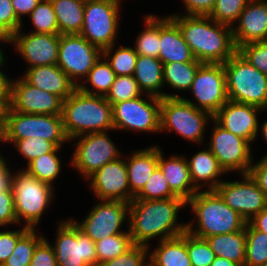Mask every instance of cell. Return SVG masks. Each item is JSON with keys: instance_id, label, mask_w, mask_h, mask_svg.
<instances>
[{"instance_id": "cell-1", "label": "cell", "mask_w": 267, "mask_h": 266, "mask_svg": "<svg viewBox=\"0 0 267 266\" xmlns=\"http://www.w3.org/2000/svg\"><path fill=\"white\" fill-rule=\"evenodd\" d=\"M187 202L181 197L129 202L128 231L133 244L150 246L152 239L159 241L181 235L186 224L179 223L178 214Z\"/></svg>"}, {"instance_id": "cell-2", "label": "cell", "mask_w": 267, "mask_h": 266, "mask_svg": "<svg viewBox=\"0 0 267 266\" xmlns=\"http://www.w3.org/2000/svg\"><path fill=\"white\" fill-rule=\"evenodd\" d=\"M197 61L224 64L236 52L231 26L209 16L169 14Z\"/></svg>"}, {"instance_id": "cell-3", "label": "cell", "mask_w": 267, "mask_h": 266, "mask_svg": "<svg viewBox=\"0 0 267 266\" xmlns=\"http://www.w3.org/2000/svg\"><path fill=\"white\" fill-rule=\"evenodd\" d=\"M187 206L192 210L194 219L186 223V230L197 237L238 232L247 223L216 190L197 191L187 201Z\"/></svg>"}, {"instance_id": "cell-4", "label": "cell", "mask_w": 267, "mask_h": 266, "mask_svg": "<svg viewBox=\"0 0 267 266\" xmlns=\"http://www.w3.org/2000/svg\"><path fill=\"white\" fill-rule=\"evenodd\" d=\"M63 127L67 137L114 131L112 105L105 96L91 95L76 88L63 101Z\"/></svg>"}, {"instance_id": "cell-5", "label": "cell", "mask_w": 267, "mask_h": 266, "mask_svg": "<svg viewBox=\"0 0 267 266\" xmlns=\"http://www.w3.org/2000/svg\"><path fill=\"white\" fill-rule=\"evenodd\" d=\"M12 193L18 224L36 229L43 212L55 199L54 187L28 174L24 169L14 172ZM23 222V223H22Z\"/></svg>"}, {"instance_id": "cell-6", "label": "cell", "mask_w": 267, "mask_h": 266, "mask_svg": "<svg viewBox=\"0 0 267 266\" xmlns=\"http://www.w3.org/2000/svg\"><path fill=\"white\" fill-rule=\"evenodd\" d=\"M228 100L267 110V76L238 51L224 64Z\"/></svg>"}, {"instance_id": "cell-7", "label": "cell", "mask_w": 267, "mask_h": 266, "mask_svg": "<svg viewBox=\"0 0 267 266\" xmlns=\"http://www.w3.org/2000/svg\"><path fill=\"white\" fill-rule=\"evenodd\" d=\"M39 137L63 147L69 142L62 115L20 113L9 108L7 119L0 131V143L16 142L19 139Z\"/></svg>"}, {"instance_id": "cell-8", "label": "cell", "mask_w": 267, "mask_h": 266, "mask_svg": "<svg viewBox=\"0 0 267 266\" xmlns=\"http://www.w3.org/2000/svg\"><path fill=\"white\" fill-rule=\"evenodd\" d=\"M212 119L209 112L196 108L183 98H161L160 133L175 132L185 140L200 145Z\"/></svg>"}, {"instance_id": "cell-9", "label": "cell", "mask_w": 267, "mask_h": 266, "mask_svg": "<svg viewBox=\"0 0 267 266\" xmlns=\"http://www.w3.org/2000/svg\"><path fill=\"white\" fill-rule=\"evenodd\" d=\"M121 4L120 0H88L85 2L80 35L101 51L117 44Z\"/></svg>"}, {"instance_id": "cell-10", "label": "cell", "mask_w": 267, "mask_h": 266, "mask_svg": "<svg viewBox=\"0 0 267 266\" xmlns=\"http://www.w3.org/2000/svg\"><path fill=\"white\" fill-rule=\"evenodd\" d=\"M108 133L109 131L96 132L70 139V142L75 141L73 144L75 150L70 159L71 167L85 180L106 163L117 160L123 155Z\"/></svg>"}, {"instance_id": "cell-11", "label": "cell", "mask_w": 267, "mask_h": 266, "mask_svg": "<svg viewBox=\"0 0 267 266\" xmlns=\"http://www.w3.org/2000/svg\"><path fill=\"white\" fill-rule=\"evenodd\" d=\"M58 224L52 244L57 266H97L95 242L80 231L70 218Z\"/></svg>"}, {"instance_id": "cell-12", "label": "cell", "mask_w": 267, "mask_h": 266, "mask_svg": "<svg viewBox=\"0 0 267 266\" xmlns=\"http://www.w3.org/2000/svg\"><path fill=\"white\" fill-rule=\"evenodd\" d=\"M160 106L161 98L147 94L113 104L114 131L160 132Z\"/></svg>"}, {"instance_id": "cell-13", "label": "cell", "mask_w": 267, "mask_h": 266, "mask_svg": "<svg viewBox=\"0 0 267 266\" xmlns=\"http://www.w3.org/2000/svg\"><path fill=\"white\" fill-rule=\"evenodd\" d=\"M99 201V202H98ZM82 221L70 218L85 235L94 242L117 234H129L121 228L129 222V203L98 200ZM126 222V223H125Z\"/></svg>"}, {"instance_id": "cell-14", "label": "cell", "mask_w": 267, "mask_h": 266, "mask_svg": "<svg viewBox=\"0 0 267 266\" xmlns=\"http://www.w3.org/2000/svg\"><path fill=\"white\" fill-rule=\"evenodd\" d=\"M211 122L214 125L208 145L205 147L209 148L227 174L231 172L248 174L254 159L251 144L224 129L214 119Z\"/></svg>"}, {"instance_id": "cell-15", "label": "cell", "mask_w": 267, "mask_h": 266, "mask_svg": "<svg viewBox=\"0 0 267 266\" xmlns=\"http://www.w3.org/2000/svg\"><path fill=\"white\" fill-rule=\"evenodd\" d=\"M190 93L195 102L182 97L212 116L228 101L226 72L221 63H202L194 77Z\"/></svg>"}, {"instance_id": "cell-16", "label": "cell", "mask_w": 267, "mask_h": 266, "mask_svg": "<svg viewBox=\"0 0 267 266\" xmlns=\"http://www.w3.org/2000/svg\"><path fill=\"white\" fill-rule=\"evenodd\" d=\"M101 55L102 51L80 34L59 35L57 65L77 87Z\"/></svg>"}, {"instance_id": "cell-17", "label": "cell", "mask_w": 267, "mask_h": 266, "mask_svg": "<svg viewBox=\"0 0 267 266\" xmlns=\"http://www.w3.org/2000/svg\"><path fill=\"white\" fill-rule=\"evenodd\" d=\"M242 180L222 181L215 189L225 203L248 222L267 207V196L248 174Z\"/></svg>"}, {"instance_id": "cell-18", "label": "cell", "mask_w": 267, "mask_h": 266, "mask_svg": "<svg viewBox=\"0 0 267 266\" xmlns=\"http://www.w3.org/2000/svg\"><path fill=\"white\" fill-rule=\"evenodd\" d=\"M23 32L22 27L15 32L10 44L28 64L27 68L57 64L59 34Z\"/></svg>"}, {"instance_id": "cell-19", "label": "cell", "mask_w": 267, "mask_h": 266, "mask_svg": "<svg viewBox=\"0 0 267 266\" xmlns=\"http://www.w3.org/2000/svg\"><path fill=\"white\" fill-rule=\"evenodd\" d=\"M63 99L40 90L23 77L11 82L10 108L13 111L30 114L62 115Z\"/></svg>"}, {"instance_id": "cell-20", "label": "cell", "mask_w": 267, "mask_h": 266, "mask_svg": "<svg viewBox=\"0 0 267 266\" xmlns=\"http://www.w3.org/2000/svg\"><path fill=\"white\" fill-rule=\"evenodd\" d=\"M106 163L87 180L98 200L130 202L126 157Z\"/></svg>"}, {"instance_id": "cell-21", "label": "cell", "mask_w": 267, "mask_h": 266, "mask_svg": "<svg viewBox=\"0 0 267 266\" xmlns=\"http://www.w3.org/2000/svg\"><path fill=\"white\" fill-rule=\"evenodd\" d=\"M267 110L240 102L228 100L214 115L213 119L224 129L242 137L251 145L256 141L259 129V114Z\"/></svg>"}, {"instance_id": "cell-22", "label": "cell", "mask_w": 267, "mask_h": 266, "mask_svg": "<svg viewBox=\"0 0 267 266\" xmlns=\"http://www.w3.org/2000/svg\"><path fill=\"white\" fill-rule=\"evenodd\" d=\"M231 29L236 48L267 41V0H250Z\"/></svg>"}, {"instance_id": "cell-23", "label": "cell", "mask_w": 267, "mask_h": 266, "mask_svg": "<svg viewBox=\"0 0 267 266\" xmlns=\"http://www.w3.org/2000/svg\"><path fill=\"white\" fill-rule=\"evenodd\" d=\"M159 59L163 64L172 62H200L192 54L179 26L169 17H160Z\"/></svg>"}, {"instance_id": "cell-24", "label": "cell", "mask_w": 267, "mask_h": 266, "mask_svg": "<svg viewBox=\"0 0 267 266\" xmlns=\"http://www.w3.org/2000/svg\"><path fill=\"white\" fill-rule=\"evenodd\" d=\"M164 155L158 145V167L165 176L171 191L187 202L199 190L192 182L186 156L173 154L166 159Z\"/></svg>"}, {"instance_id": "cell-25", "label": "cell", "mask_w": 267, "mask_h": 266, "mask_svg": "<svg viewBox=\"0 0 267 266\" xmlns=\"http://www.w3.org/2000/svg\"><path fill=\"white\" fill-rule=\"evenodd\" d=\"M26 69L22 77L28 83L40 90L59 96L63 100L70 96L77 88L57 64Z\"/></svg>"}, {"instance_id": "cell-26", "label": "cell", "mask_w": 267, "mask_h": 266, "mask_svg": "<svg viewBox=\"0 0 267 266\" xmlns=\"http://www.w3.org/2000/svg\"><path fill=\"white\" fill-rule=\"evenodd\" d=\"M126 166L130 187V202L142 191L154 170L158 167V145L127 154Z\"/></svg>"}, {"instance_id": "cell-27", "label": "cell", "mask_w": 267, "mask_h": 266, "mask_svg": "<svg viewBox=\"0 0 267 266\" xmlns=\"http://www.w3.org/2000/svg\"><path fill=\"white\" fill-rule=\"evenodd\" d=\"M196 153L192 155V158L186 157L194 186L199 191L204 190V188L206 190H215L223 181L220 177L223 174L227 175V173L219 165L217 158L208 147Z\"/></svg>"}, {"instance_id": "cell-28", "label": "cell", "mask_w": 267, "mask_h": 266, "mask_svg": "<svg viewBox=\"0 0 267 266\" xmlns=\"http://www.w3.org/2000/svg\"><path fill=\"white\" fill-rule=\"evenodd\" d=\"M140 90L143 94L155 96L158 98H182L183 96L173 93L163 92V63L160 59L138 55L133 74Z\"/></svg>"}, {"instance_id": "cell-29", "label": "cell", "mask_w": 267, "mask_h": 266, "mask_svg": "<svg viewBox=\"0 0 267 266\" xmlns=\"http://www.w3.org/2000/svg\"><path fill=\"white\" fill-rule=\"evenodd\" d=\"M157 244L154 250L149 248L150 266H192L186 249V231Z\"/></svg>"}, {"instance_id": "cell-30", "label": "cell", "mask_w": 267, "mask_h": 266, "mask_svg": "<svg viewBox=\"0 0 267 266\" xmlns=\"http://www.w3.org/2000/svg\"><path fill=\"white\" fill-rule=\"evenodd\" d=\"M216 257L245 266L246 233L245 228L229 234H218L205 238Z\"/></svg>"}, {"instance_id": "cell-31", "label": "cell", "mask_w": 267, "mask_h": 266, "mask_svg": "<svg viewBox=\"0 0 267 266\" xmlns=\"http://www.w3.org/2000/svg\"><path fill=\"white\" fill-rule=\"evenodd\" d=\"M59 28V35L80 34L83 27L84 1L51 0Z\"/></svg>"}, {"instance_id": "cell-32", "label": "cell", "mask_w": 267, "mask_h": 266, "mask_svg": "<svg viewBox=\"0 0 267 266\" xmlns=\"http://www.w3.org/2000/svg\"><path fill=\"white\" fill-rule=\"evenodd\" d=\"M115 79V72L105 57L101 55L95 62L93 68L89 71L87 77L83 80L84 83H81L77 88L87 94L106 96L111 85L115 82ZM85 82L91 85L87 86ZM90 87H92V89Z\"/></svg>"}, {"instance_id": "cell-33", "label": "cell", "mask_w": 267, "mask_h": 266, "mask_svg": "<svg viewBox=\"0 0 267 266\" xmlns=\"http://www.w3.org/2000/svg\"><path fill=\"white\" fill-rule=\"evenodd\" d=\"M202 62H172L163 64L164 85L176 90L189 91L195 74Z\"/></svg>"}, {"instance_id": "cell-34", "label": "cell", "mask_w": 267, "mask_h": 266, "mask_svg": "<svg viewBox=\"0 0 267 266\" xmlns=\"http://www.w3.org/2000/svg\"><path fill=\"white\" fill-rule=\"evenodd\" d=\"M61 148L62 147H56L52 152L40 155L30 161L26 165L27 167L23 169L40 181L54 187V181L62 170V161L60 160V156L57 155L59 151L61 152Z\"/></svg>"}, {"instance_id": "cell-35", "label": "cell", "mask_w": 267, "mask_h": 266, "mask_svg": "<svg viewBox=\"0 0 267 266\" xmlns=\"http://www.w3.org/2000/svg\"><path fill=\"white\" fill-rule=\"evenodd\" d=\"M143 20L145 28L139 32L133 48L138 55L159 59L160 18L156 15L145 14Z\"/></svg>"}, {"instance_id": "cell-36", "label": "cell", "mask_w": 267, "mask_h": 266, "mask_svg": "<svg viewBox=\"0 0 267 266\" xmlns=\"http://www.w3.org/2000/svg\"><path fill=\"white\" fill-rule=\"evenodd\" d=\"M115 46L116 45L113 44L104 49L102 55L109 62L116 76H132L135 71L138 54L133 47L119 45V47L116 48Z\"/></svg>"}, {"instance_id": "cell-37", "label": "cell", "mask_w": 267, "mask_h": 266, "mask_svg": "<svg viewBox=\"0 0 267 266\" xmlns=\"http://www.w3.org/2000/svg\"><path fill=\"white\" fill-rule=\"evenodd\" d=\"M44 238L43 234H37L36 229H28L18 239L13 253L2 266H30L35 248Z\"/></svg>"}, {"instance_id": "cell-38", "label": "cell", "mask_w": 267, "mask_h": 266, "mask_svg": "<svg viewBox=\"0 0 267 266\" xmlns=\"http://www.w3.org/2000/svg\"><path fill=\"white\" fill-rule=\"evenodd\" d=\"M246 253L245 266H263L267 264V234L245 225Z\"/></svg>"}, {"instance_id": "cell-39", "label": "cell", "mask_w": 267, "mask_h": 266, "mask_svg": "<svg viewBox=\"0 0 267 266\" xmlns=\"http://www.w3.org/2000/svg\"><path fill=\"white\" fill-rule=\"evenodd\" d=\"M34 29L32 33L59 34L58 23L51 0H40L29 14Z\"/></svg>"}, {"instance_id": "cell-40", "label": "cell", "mask_w": 267, "mask_h": 266, "mask_svg": "<svg viewBox=\"0 0 267 266\" xmlns=\"http://www.w3.org/2000/svg\"><path fill=\"white\" fill-rule=\"evenodd\" d=\"M98 264L124 254L134 244L130 234H117L95 242Z\"/></svg>"}, {"instance_id": "cell-41", "label": "cell", "mask_w": 267, "mask_h": 266, "mask_svg": "<svg viewBox=\"0 0 267 266\" xmlns=\"http://www.w3.org/2000/svg\"><path fill=\"white\" fill-rule=\"evenodd\" d=\"M143 95L145 94L140 90L133 75H122L116 76L115 82L111 85L105 98L111 105H113Z\"/></svg>"}, {"instance_id": "cell-42", "label": "cell", "mask_w": 267, "mask_h": 266, "mask_svg": "<svg viewBox=\"0 0 267 266\" xmlns=\"http://www.w3.org/2000/svg\"><path fill=\"white\" fill-rule=\"evenodd\" d=\"M186 249L192 266H211L216 257L205 238L197 237L187 230Z\"/></svg>"}, {"instance_id": "cell-43", "label": "cell", "mask_w": 267, "mask_h": 266, "mask_svg": "<svg viewBox=\"0 0 267 266\" xmlns=\"http://www.w3.org/2000/svg\"><path fill=\"white\" fill-rule=\"evenodd\" d=\"M177 197L170 189L169 184L159 167H157L142 191L134 198L141 200L169 199Z\"/></svg>"}, {"instance_id": "cell-44", "label": "cell", "mask_w": 267, "mask_h": 266, "mask_svg": "<svg viewBox=\"0 0 267 266\" xmlns=\"http://www.w3.org/2000/svg\"><path fill=\"white\" fill-rule=\"evenodd\" d=\"M250 0H216L209 15L214 21L233 26Z\"/></svg>"}, {"instance_id": "cell-45", "label": "cell", "mask_w": 267, "mask_h": 266, "mask_svg": "<svg viewBox=\"0 0 267 266\" xmlns=\"http://www.w3.org/2000/svg\"><path fill=\"white\" fill-rule=\"evenodd\" d=\"M10 144H13V147L17 150L16 152L27 160V164L40 155L50 153L56 148L52 142L39 137L19 139Z\"/></svg>"}, {"instance_id": "cell-46", "label": "cell", "mask_w": 267, "mask_h": 266, "mask_svg": "<svg viewBox=\"0 0 267 266\" xmlns=\"http://www.w3.org/2000/svg\"><path fill=\"white\" fill-rule=\"evenodd\" d=\"M97 266H150L149 246L134 244L124 254Z\"/></svg>"}, {"instance_id": "cell-47", "label": "cell", "mask_w": 267, "mask_h": 266, "mask_svg": "<svg viewBox=\"0 0 267 266\" xmlns=\"http://www.w3.org/2000/svg\"><path fill=\"white\" fill-rule=\"evenodd\" d=\"M237 51L255 68L267 76V41L241 45Z\"/></svg>"}, {"instance_id": "cell-48", "label": "cell", "mask_w": 267, "mask_h": 266, "mask_svg": "<svg viewBox=\"0 0 267 266\" xmlns=\"http://www.w3.org/2000/svg\"><path fill=\"white\" fill-rule=\"evenodd\" d=\"M23 23L16 17L11 0H0V31L11 37Z\"/></svg>"}, {"instance_id": "cell-49", "label": "cell", "mask_w": 267, "mask_h": 266, "mask_svg": "<svg viewBox=\"0 0 267 266\" xmlns=\"http://www.w3.org/2000/svg\"><path fill=\"white\" fill-rule=\"evenodd\" d=\"M28 229V227L23 226L18 230L0 231V266L11 256L16 247V242Z\"/></svg>"}, {"instance_id": "cell-50", "label": "cell", "mask_w": 267, "mask_h": 266, "mask_svg": "<svg viewBox=\"0 0 267 266\" xmlns=\"http://www.w3.org/2000/svg\"><path fill=\"white\" fill-rule=\"evenodd\" d=\"M46 237L35 248L30 266H57L53 246Z\"/></svg>"}, {"instance_id": "cell-51", "label": "cell", "mask_w": 267, "mask_h": 266, "mask_svg": "<svg viewBox=\"0 0 267 266\" xmlns=\"http://www.w3.org/2000/svg\"><path fill=\"white\" fill-rule=\"evenodd\" d=\"M11 224H18L13 193L12 191L0 192V227Z\"/></svg>"}, {"instance_id": "cell-52", "label": "cell", "mask_w": 267, "mask_h": 266, "mask_svg": "<svg viewBox=\"0 0 267 266\" xmlns=\"http://www.w3.org/2000/svg\"><path fill=\"white\" fill-rule=\"evenodd\" d=\"M184 15L209 16L214 9L216 0H182ZM186 13V14H185Z\"/></svg>"}, {"instance_id": "cell-53", "label": "cell", "mask_w": 267, "mask_h": 266, "mask_svg": "<svg viewBox=\"0 0 267 266\" xmlns=\"http://www.w3.org/2000/svg\"><path fill=\"white\" fill-rule=\"evenodd\" d=\"M249 174L267 196V153L251 165Z\"/></svg>"}, {"instance_id": "cell-54", "label": "cell", "mask_w": 267, "mask_h": 266, "mask_svg": "<svg viewBox=\"0 0 267 266\" xmlns=\"http://www.w3.org/2000/svg\"><path fill=\"white\" fill-rule=\"evenodd\" d=\"M40 0H11L16 17L23 23V18L37 7Z\"/></svg>"}, {"instance_id": "cell-55", "label": "cell", "mask_w": 267, "mask_h": 266, "mask_svg": "<svg viewBox=\"0 0 267 266\" xmlns=\"http://www.w3.org/2000/svg\"><path fill=\"white\" fill-rule=\"evenodd\" d=\"M7 162L8 161L5 159L0 163V192L12 191V178L14 172L13 170L11 171Z\"/></svg>"}, {"instance_id": "cell-56", "label": "cell", "mask_w": 267, "mask_h": 266, "mask_svg": "<svg viewBox=\"0 0 267 266\" xmlns=\"http://www.w3.org/2000/svg\"><path fill=\"white\" fill-rule=\"evenodd\" d=\"M253 229L267 234V207L247 222Z\"/></svg>"}, {"instance_id": "cell-57", "label": "cell", "mask_w": 267, "mask_h": 266, "mask_svg": "<svg viewBox=\"0 0 267 266\" xmlns=\"http://www.w3.org/2000/svg\"><path fill=\"white\" fill-rule=\"evenodd\" d=\"M6 59H0V94H11V79L4 73ZM3 69V70H2Z\"/></svg>"}, {"instance_id": "cell-58", "label": "cell", "mask_w": 267, "mask_h": 266, "mask_svg": "<svg viewBox=\"0 0 267 266\" xmlns=\"http://www.w3.org/2000/svg\"><path fill=\"white\" fill-rule=\"evenodd\" d=\"M11 94H0V131L3 129L10 108Z\"/></svg>"}, {"instance_id": "cell-59", "label": "cell", "mask_w": 267, "mask_h": 266, "mask_svg": "<svg viewBox=\"0 0 267 266\" xmlns=\"http://www.w3.org/2000/svg\"><path fill=\"white\" fill-rule=\"evenodd\" d=\"M211 266H239V265L225 258L215 257Z\"/></svg>"}, {"instance_id": "cell-60", "label": "cell", "mask_w": 267, "mask_h": 266, "mask_svg": "<svg viewBox=\"0 0 267 266\" xmlns=\"http://www.w3.org/2000/svg\"><path fill=\"white\" fill-rule=\"evenodd\" d=\"M0 59H6L4 51H2V43L9 44L10 43V37H8L4 32L0 31ZM4 53V54H3Z\"/></svg>"}, {"instance_id": "cell-61", "label": "cell", "mask_w": 267, "mask_h": 266, "mask_svg": "<svg viewBox=\"0 0 267 266\" xmlns=\"http://www.w3.org/2000/svg\"><path fill=\"white\" fill-rule=\"evenodd\" d=\"M259 133H261L262 138L267 144V119H265L264 122L261 125H259L258 136H259Z\"/></svg>"}, {"instance_id": "cell-62", "label": "cell", "mask_w": 267, "mask_h": 266, "mask_svg": "<svg viewBox=\"0 0 267 266\" xmlns=\"http://www.w3.org/2000/svg\"><path fill=\"white\" fill-rule=\"evenodd\" d=\"M4 160H5V157H4V155L1 154V152H0V163H2Z\"/></svg>"}]
</instances>
